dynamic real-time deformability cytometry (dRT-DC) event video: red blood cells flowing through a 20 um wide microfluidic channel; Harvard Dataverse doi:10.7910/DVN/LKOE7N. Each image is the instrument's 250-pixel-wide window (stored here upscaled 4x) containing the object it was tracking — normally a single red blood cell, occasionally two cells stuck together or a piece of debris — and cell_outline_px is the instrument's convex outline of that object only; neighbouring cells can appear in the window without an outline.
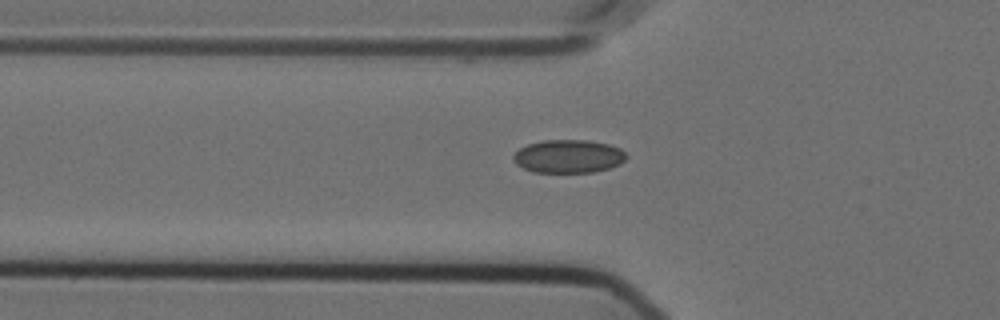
{"species": "Egyptian fruit bat (a non-hibernating species)", "species_latin": "Rousettus aegyptiacus", "temperature_condition": "cold", "stored_images_in_passage": 42, "camera_frame_rate_fps": 3000, "um_per_image_px": 0.085, "animal": {"sex": "female"}, "frame": {"image": 1, "passage_image": 11, "time_ms": 3.333, "image_size_px": [1000, 320], "cell_outline_px": [[628, 156], [620, 164], [608, 168], [592, 172], [532, 172], [516, 164], [512, 156], [520, 148], [528, 144], [544, 140], [588, 140], [608, 144], [620, 148]], "centroid_in_image_um": [48.32, 13.28], "position_along_channel_um": 77.5, "area_um2": 21.79}}
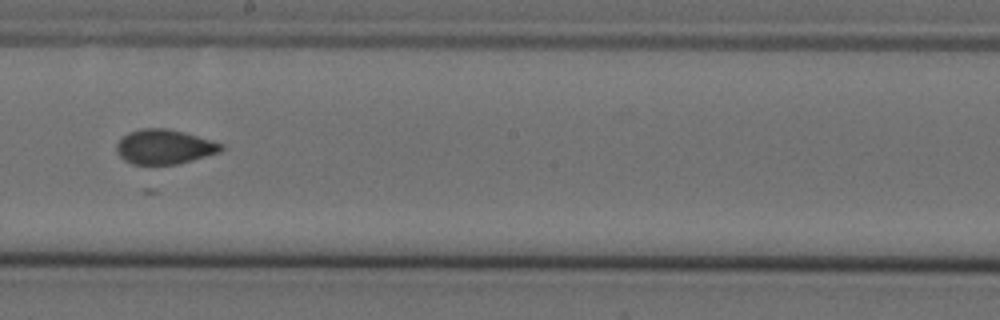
{"frame": {"image": 2, "passage_image": 24, "time_ms": 7.667, "image_size_px": [1000, 320], "cell_outline_px": [[224, 148], [220, 152], [192, 160], [176, 164], [132, 164], [124, 160], [116, 152], [116, 144], [128, 132], [140, 128], [168, 128], [184, 132], [224, 144]], "centroid_in_image_um": [13.96, 12.47], "position_along_channel_um": 234.2, "area_um2": 21.1}}
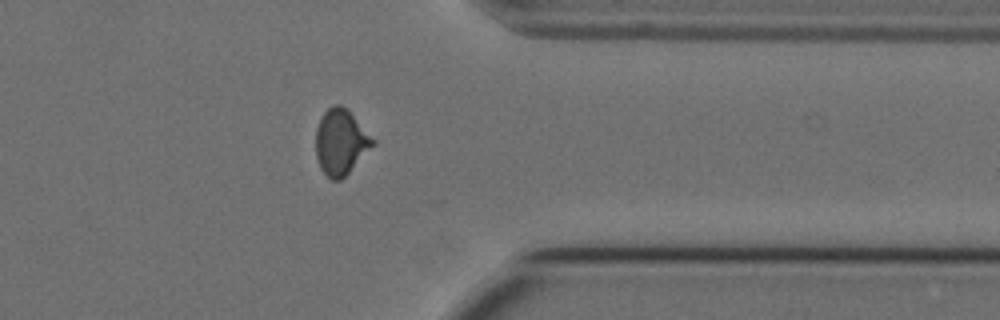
{"frame": {"image": 3, "passage_image": 37, "time_ms": 12.0, "image_size_px": [1000, 320], "cell_outline_px": [[376, 144], [340, 180], [332, 180], [320, 168], [316, 156], [316, 128], [324, 112], [332, 104], [340, 104], [348, 108], [376, 140]], "centroid_in_image_um": [28.99, 12.03], "position_along_channel_um": 382.4, "area_um2": 21.91}}